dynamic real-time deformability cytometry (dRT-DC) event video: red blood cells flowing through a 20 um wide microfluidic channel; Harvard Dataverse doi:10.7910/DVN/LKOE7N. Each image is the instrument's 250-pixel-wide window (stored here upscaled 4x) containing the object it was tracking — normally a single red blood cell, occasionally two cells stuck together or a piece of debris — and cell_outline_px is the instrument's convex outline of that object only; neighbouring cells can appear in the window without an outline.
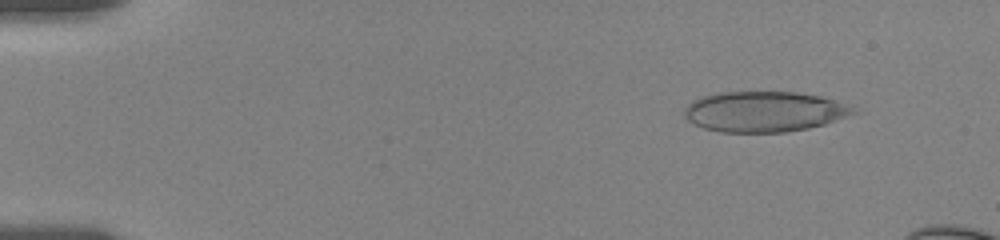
{"species": "human", "species_latin": "Homo sapiens", "temperature_condition": "room temperature", "stored_images_in_passage": 21, "camera_frame_rate_fps": 3000, "um_per_image_px": 0.085, "donor": {"sex": "female"}, "frame": {"image": 1, "passage_image": 6, "time_ms": 1.667, "image_size_px": [1000, 240], "cell_outline_px": [[856, 112], [824, 124], [808, 128], [784, 132], [720, 132], [704, 128], [688, 120], [684, 116], [684, 108], [692, 100], [704, 96], [720, 92], [796, 92], [820, 96], [832, 100], [852, 108]], "centroid_in_image_um": [64.88, 9.49], "position_along_channel_um": 20.1, "area_um2": 39.3}}
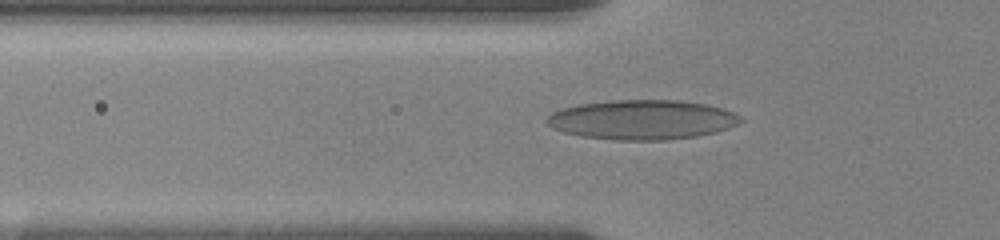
{"frame": {"image": 2, "passage_image": 17, "time_ms": 6.0, "image_size_px": [1000, 240], "cell_outline_px": [[744, 120], [728, 128], [716, 132], [696, 136], [668, 140], [616, 140], [580, 136], [564, 132], [552, 128], [544, 120], [552, 112], [560, 108], [580, 104], [612, 100], [676, 100], [704, 104], [724, 108], [740, 116]], "centroid_in_image_um": [54.56, 10.18], "position_along_channel_um": 71.2, "area_um2": 44.8}}
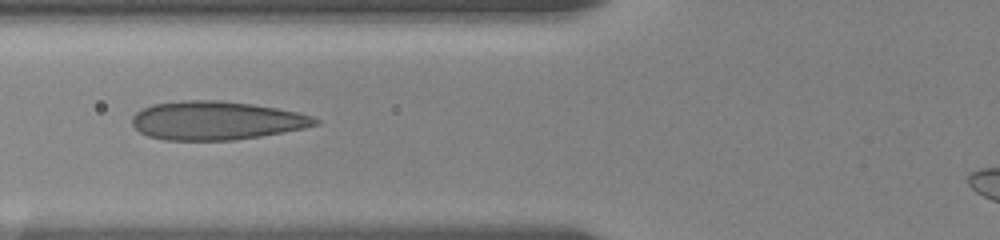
{"frame": {"image": 3, "passage_image": 20, "time_ms": 7.0, "image_size_px": [1000, 240], "cell_outline_px": [[320, 124], [304, 128], [260, 136], [232, 140], [164, 140], [148, 136], [140, 132], [132, 124], [132, 116], [136, 112], [152, 104], [184, 100], [220, 100], [252, 104], [276, 108], [296, 112], [312, 116], [320, 120]], "centroid_in_image_um": [18.37, 10.24], "position_along_channel_um": 107.4, "area_um2": 41.1}}